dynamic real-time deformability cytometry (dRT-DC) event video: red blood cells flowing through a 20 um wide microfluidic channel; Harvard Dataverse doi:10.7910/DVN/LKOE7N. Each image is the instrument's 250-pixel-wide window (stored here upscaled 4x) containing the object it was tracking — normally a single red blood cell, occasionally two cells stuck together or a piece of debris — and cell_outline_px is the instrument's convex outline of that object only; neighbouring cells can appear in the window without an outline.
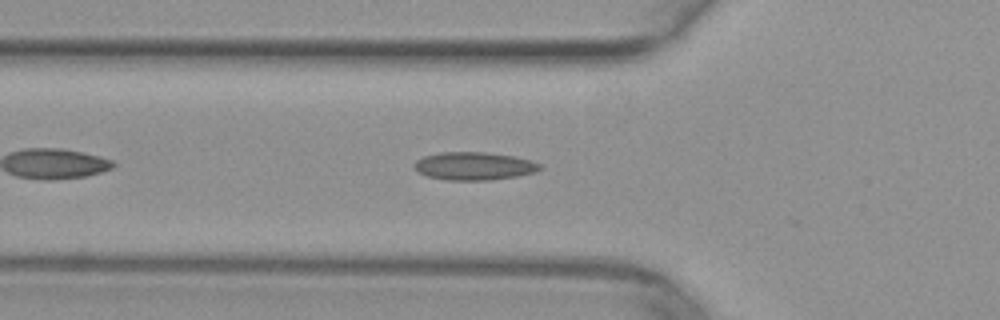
{"species": "common noctule bat (a hibernating species)", "species_latin": "Nyctalus noctula", "temperature_condition": "warm", "stored_images_in_passage": 15, "camera_frame_rate_fps": 3000, "um_per_image_px": 0.085, "animal": {"sex": "female", "body_mass_g": 29.2, "forearm_length_mm": 56.3}, "frame": {"image": 1, "passage_image": 6, "time_ms": 1.667, "image_size_px": [1000, 320], "cell_outline_px": [[544, 168], [536, 172], [516, 176], [492, 180], [448, 180], [428, 176], [420, 172], [412, 164], [416, 160], [424, 156], [440, 152], [484, 152], [512, 156], [532, 160], [540, 164]], "centroid_in_image_um": [40.33, 14.11], "position_along_channel_um": 85.5, "area_um2": 20.46}}
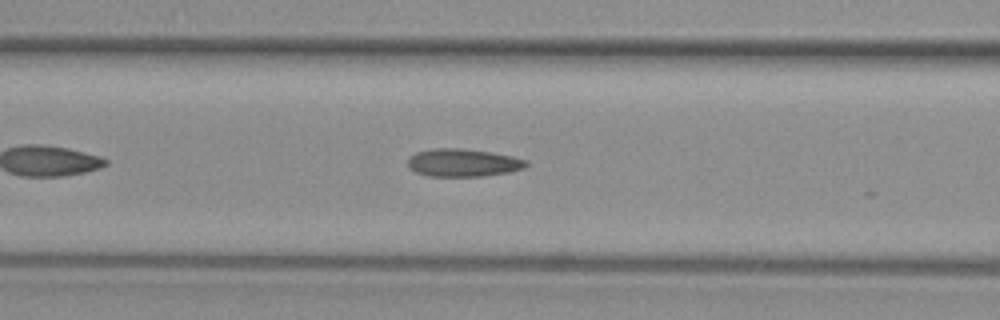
{"frame": {"image": 2, "passage_image": 9, "time_ms": 2.667, "image_size_px": [1000, 320], "cell_outline_px": [[528, 164], [524, 168], [508, 172], [484, 176], [428, 176], [416, 172], [408, 164], [408, 156], [416, 152], [432, 148], [460, 148], [488, 152], [512, 156], [528, 160]], "centroid_in_image_um": [39.35, 13.82], "position_along_channel_um": 127.2, "area_um2": 19.13}}
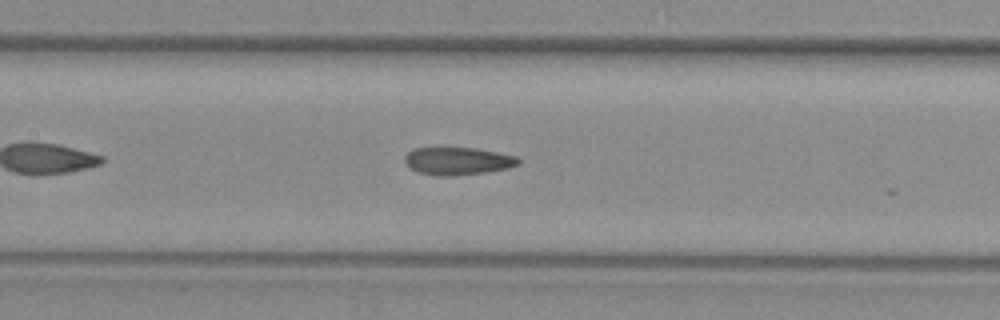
{"frame": {"image": 3, "passage_image": 12, "time_ms": 3.667, "image_size_px": [1000, 320], "cell_outline_px": [[520, 164], [508, 168], [484, 172], [452, 176], [440, 176], [416, 172], [404, 160], [404, 156], [412, 148], [476, 148], [516, 156], [520, 160]], "centroid_in_image_um": [38.9, 13.68], "position_along_channel_um": 168.5, "area_um2": 18.21}}